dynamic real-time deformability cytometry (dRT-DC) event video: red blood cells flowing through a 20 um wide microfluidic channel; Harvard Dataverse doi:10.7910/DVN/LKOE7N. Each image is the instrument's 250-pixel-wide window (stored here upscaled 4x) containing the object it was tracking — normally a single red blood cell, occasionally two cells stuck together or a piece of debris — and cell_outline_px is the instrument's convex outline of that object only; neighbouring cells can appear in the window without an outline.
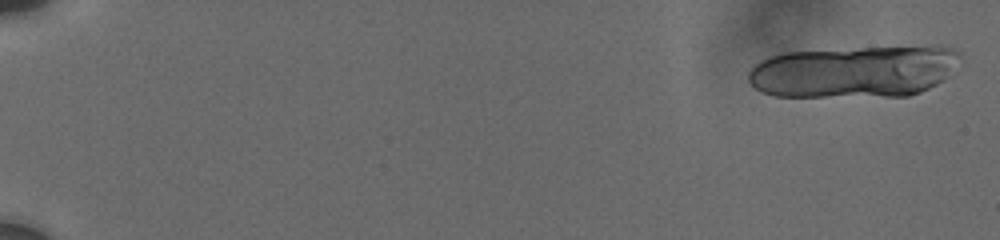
{"species": "human", "species_latin": "Homo sapiens", "temperature_condition": "cold", "stored_images_in_passage": 15, "camera_frame_rate_fps": 3000, "um_per_image_px": 0.085, "donor": {"sex": "male"}, "frame": {"image": 1, "passage_image": 1, "time_ms": 0.0, "image_size_px": [1000, 240], "cell_outline_px": [[960, 52], [944, 80], [920, 92], [908, 96], [772, 96], [760, 92], [748, 80], [748, 72], [760, 60], [768, 56], [784, 52], [936, 44], [940, 44], [956, 48]], "centroid_in_image_um": [72.6, 6.06], "position_along_channel_um": 12.4, "area_um2": 64.56}}